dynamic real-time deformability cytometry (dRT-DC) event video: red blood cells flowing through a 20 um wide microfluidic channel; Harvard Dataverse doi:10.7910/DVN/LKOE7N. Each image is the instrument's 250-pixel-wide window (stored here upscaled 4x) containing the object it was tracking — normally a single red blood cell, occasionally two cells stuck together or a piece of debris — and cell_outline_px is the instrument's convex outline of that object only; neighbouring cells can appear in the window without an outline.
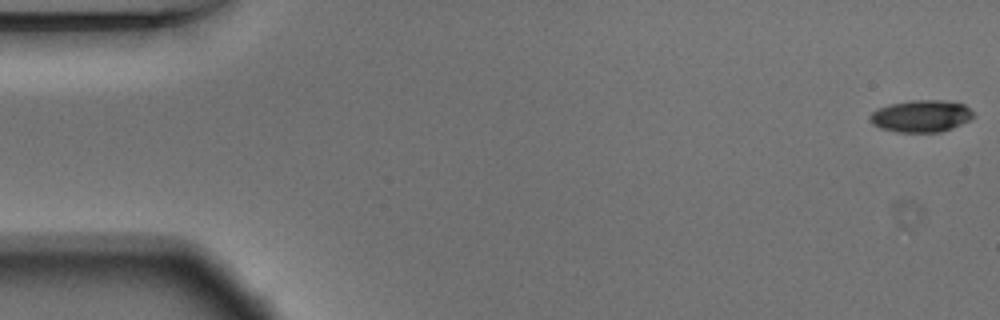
{"species": "Egyptian fruit bat (a non-hibernating species)", "species_latin": "Rousettus aegyptiacus", "temperature_condition": "warm", "stored_images_in_passage": 3, "camera_frame_rate_fps": 3000, "um_per_image_px": 0.085, "animal": {"sex": "male"}, "frame": {"image": 1, "passage_image": 1, "time_ms": 0.0, "image_size_px": [1000, 320], "cell_outline_px": [[972, 116], [968, 120], [952, 128], [940, 132], [896, 132], [880, 128], [872, 124], [868, 116], [876, 108], [888, 104], [912, 100], [944, 100], [964, 104], [972, 112]], "centroid_in_image_um": [78.23, 9.86], "position_along_channel_um": 6.8, "area_um2": 19.31}}